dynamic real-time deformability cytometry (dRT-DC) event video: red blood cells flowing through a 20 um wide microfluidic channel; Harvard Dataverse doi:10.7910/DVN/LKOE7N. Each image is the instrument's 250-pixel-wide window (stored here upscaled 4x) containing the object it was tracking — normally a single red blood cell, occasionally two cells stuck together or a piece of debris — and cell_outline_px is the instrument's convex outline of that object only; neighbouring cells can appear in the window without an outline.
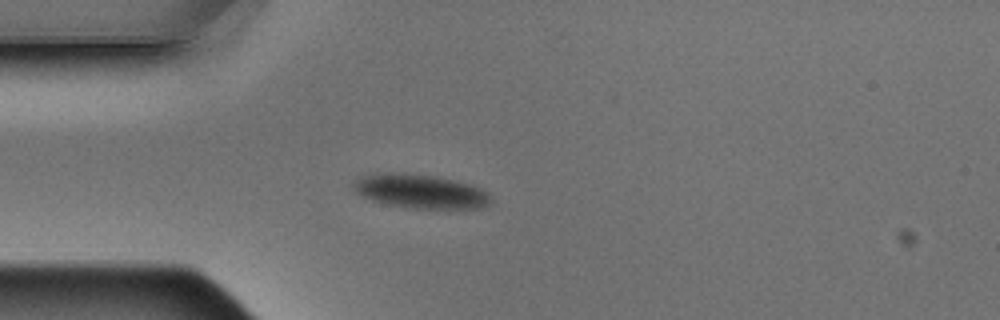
{"species": "Egyptian fruit bat (a non-hibernating species)", "species_latin": "Rousettus aegyptiacus", "temperature_condition": "warm", "stored_images_in_passage": 4, "camera_frame_rate_fps": 3000, "um_per_image_px": 0.085, "animal": {"sex": "male"}, "frame": {"image": 1, "passage_image": 3, "time_ms": 0.667, "image_size_px": [1000, 320], "cell_outline_px": [[492, 200], [488, 204], [480, 208], [408, 208], [388, 204], [372, 200], [356, 192], [352, 188], [352, 184], [356, 180], [364, 176], [384, 172], [400, 172], [436, 176], [472, 184], [488, 192], [492, 196]], "centroid_in_image_um": [35.76, 16.25], "position_along_channel_um": 49.2, "area_um2": 27.22}}